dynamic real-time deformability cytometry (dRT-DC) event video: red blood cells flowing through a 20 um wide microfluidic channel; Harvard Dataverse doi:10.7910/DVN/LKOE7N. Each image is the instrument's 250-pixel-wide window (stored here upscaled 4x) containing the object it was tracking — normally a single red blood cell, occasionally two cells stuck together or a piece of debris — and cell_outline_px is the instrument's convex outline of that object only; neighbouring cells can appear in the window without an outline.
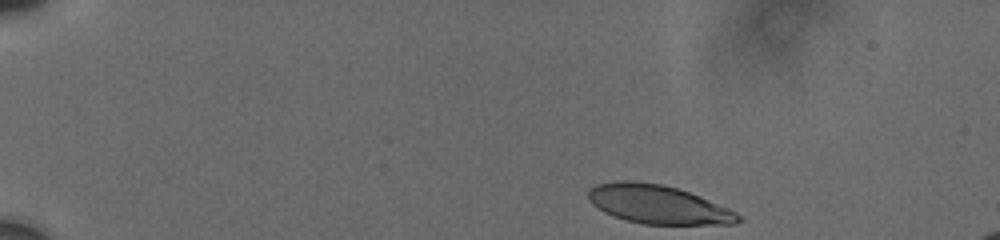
{"species": "human", "species_latin": "Homo sapiens", "temperature_condition": "cold", "stored_images_in_passage": 28, "camera_frame_rate_fps": 3000, "um_per_image_px": 0.085, "donor": {"sex": "male"}, "frame": {"image": 1, "passage_image": 1, "time_ms": 0.0, "image_size_px": [1000, 240], "cell_outline_px": [[744, 220], [736, 224], [644, 224], [624, 220], [612, 216], [604, 212], [592, 204], [588, 200], [588, 188], [596, 184], [616, 180], [632, 180], [660, 184], [676, 188], [688, 192], [728, 208], [736, 212]], "centroid_in_image_um": [55.88, 17.37], "position_along_channel_um": 29.1, "area_um2": 33.87}}
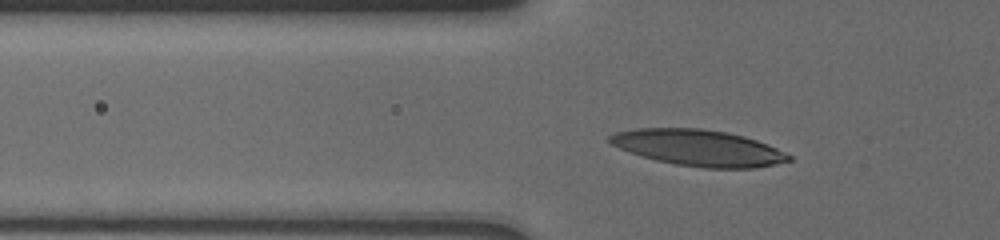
{"frame": {"image": 2, "passage_image": 23, "time_ms": 3.667, "image_size_px": [1000, 240], "cell_outline_px": [[792, 160], [752, 168], [704, 168], [676, 164], [656, 160], [620, 148], [612, 144], [608, 140], [608, 136], [616, 132], [636, 128], [700, 128], [728, 132], [744, 136], [756, 140], [776, 148], [792, 156]], "centroid_in_image_um": [59.37, 12.55], "position_along_channel_um": 66.4, "area_um2": 37.4}}
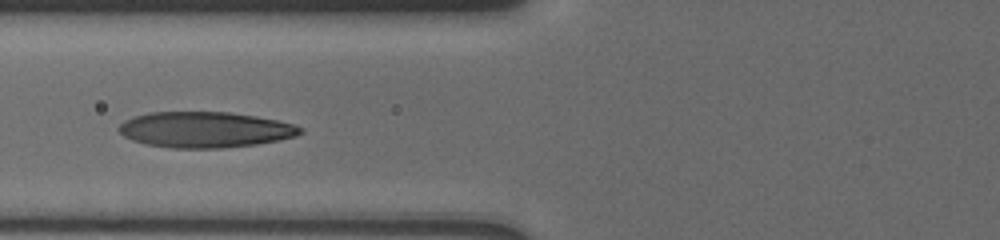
{"frame": {"image": 3, "passage_image": 27, "time_ms": 5.0, "image_size_px": [1000, 240], "cell_outline_px": [[304, 132], [296, 136], [280, 140], [256, 144], [220, 148], [172, 148], [144, 144], [132, 140], [124, 136], [116, 128], [124, 120], [132, 116], [148, 112], [228, 112], [256, 116], [276, 120], [292, 124], [304, 128]], "centroid_in_image_um": [17.4, 11.02], "position_along_channel_um": 108.4, "area_um2": 38.03}}